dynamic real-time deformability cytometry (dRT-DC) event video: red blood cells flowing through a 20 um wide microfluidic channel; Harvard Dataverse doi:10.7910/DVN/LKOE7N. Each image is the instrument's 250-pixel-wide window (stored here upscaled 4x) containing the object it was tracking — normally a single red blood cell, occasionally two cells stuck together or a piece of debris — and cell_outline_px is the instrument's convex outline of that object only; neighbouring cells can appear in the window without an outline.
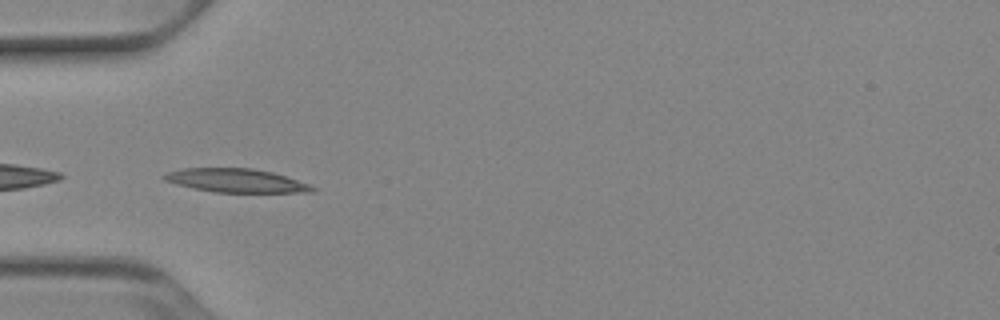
{"species": "Egyptian fruit bat (a non-hibernating species)", "species_latin": "Rousettus aegyptiacus", "temperature_condition": "cold", "stored_images_in_passage": 31, "camera_frame_rate_fps": 3000, "um_per_image_px": 0.085, "animal": {"sex": "female"}, "frame": {"image": 1, "passage_image": 1, "time_ms": 0.0, "image_size_px": [1000, 320], "cell_outline_px": [[316, 192], [216, 192], [192, 188], [176, 184], [164, 180], [160, 176], [168, 172], [184, 168], [252, 168], [272, 172], [308, 184], [316, 188]], "centroid_in_image_um": [20.03, 15.34], "position_along_channel_um": 65.0, "area_um2": 20.23}}
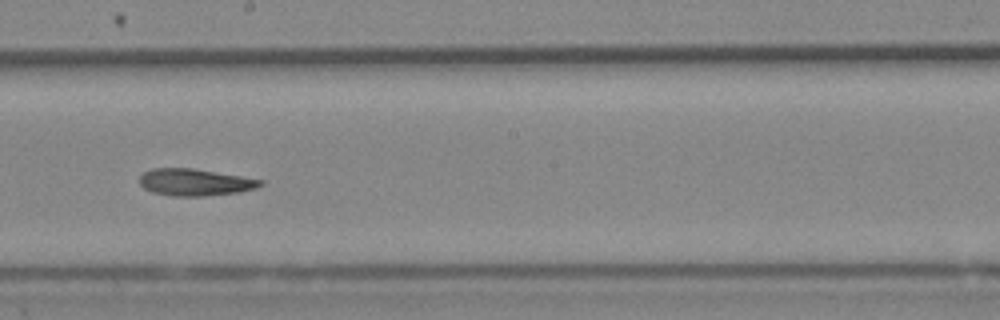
{"frame": {"image": 2, "passage_image": 14, "time_ms": 4.333, "image_size_px": [1000, 320], "cell_outline_px": [[264, 184], [256, 188], [240, 192], [204, 196], [172, 196], [152, 192], [144, 188], [140, 184], [140, 176], [144, 172], [152, 168], [192, 168], [264, 180]], "centroid_in_image_um": [16.58, 15.49], "position_along_channel_um": 231.6, "area_um2": 18.96}}
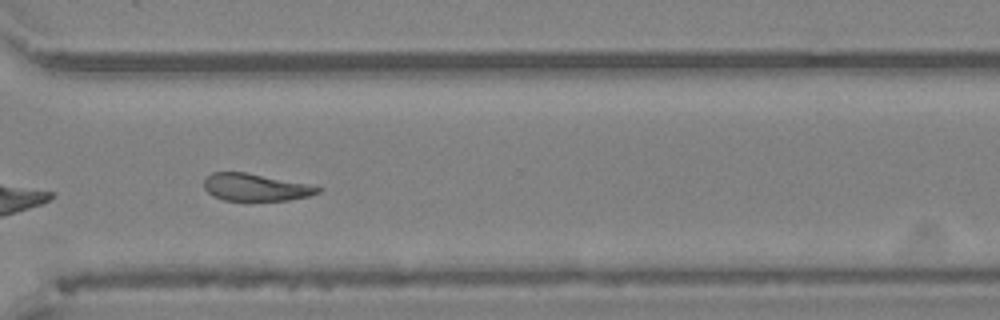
{"frame": {"image": 3, "passage_image": 23, "time_ms": 7.333, "image_size_px": [1000, 320], "cell_outline_px": [[324, 188], [320, 192], [308, 196], [288, 200], [224, 200], [212, 196], [204, 188], [204, 180], [212, 172], [244, 172], [308, 184]], "centroid_in_image_um": [21.71, 15.92], "position_along_channel_um": 348.9, "area_um2": 17.92}, "authors_computed_cell_mechanics": {"area_um2": 19.363, "velocity_mm_per_s": 3.9032, "shape_relaxation_time_tau1_ms": 5.9558, "shape_relaxation_time_tau2_ms": 11.3403, "deformation_change_tau1": 0.1527, "deformation_change_tau2": 0.2237}}